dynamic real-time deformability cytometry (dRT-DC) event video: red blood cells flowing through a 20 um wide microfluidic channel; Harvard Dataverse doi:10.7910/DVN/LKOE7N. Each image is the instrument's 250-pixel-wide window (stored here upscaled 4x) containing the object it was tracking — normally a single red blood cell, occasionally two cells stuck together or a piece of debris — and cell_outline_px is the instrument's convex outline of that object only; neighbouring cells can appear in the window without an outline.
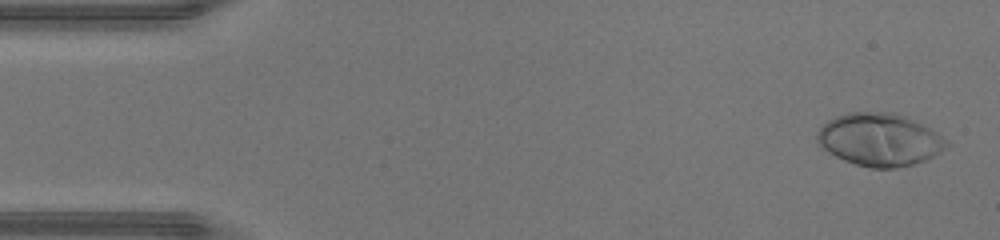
{"species": "human", "species_latin": "Homo sapiens", "temperature_condition": "warm", "stored_images_in_passage": 47, "camera_frame_rate_fps": 3000, "um_per_image_px": 0.085, "donor": {"sex": "male"}, "frame": {"image": 1, "passage_image": 2, "time_ms": 0.333, "image_size_px": [1000, 240], "cell_outline_px": [[952, 144], [940, 152], [924, 160], [912, 164], [896, 168], [868, 168], [844, 160], [828, 152], [816, 140], [816, 136], [820, 128], [828, 120], [836, 116], [848, 112], [896, 112], [936, 132], [948, 140]], "centroid_in_image_um": [74.77, 11.87], "position_along_channel_um": 10.2, "area_um2": 39.54}}
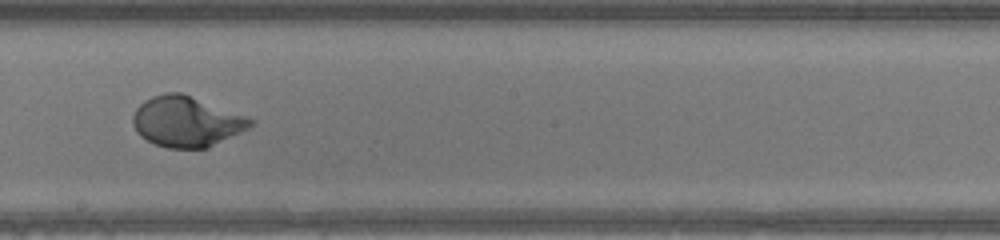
{"frame": {"image": 2, "passage_image": 26, "time_ms": 8.333, "image_size_px": [1000, 240], "cell_outline_px": [[256, 120], [248, 128], [208, 148], [168, 148], [156, 144], [140, 136], [136, 132], [132, 124], [132, 116], [136, 108], [144, 100], [152, 96], [164, 92], [180, 92]], "centroid_in_image_um": [15.8, 10.33], "position_along_channel_um": 232.4, "area_um2": 34.33}}
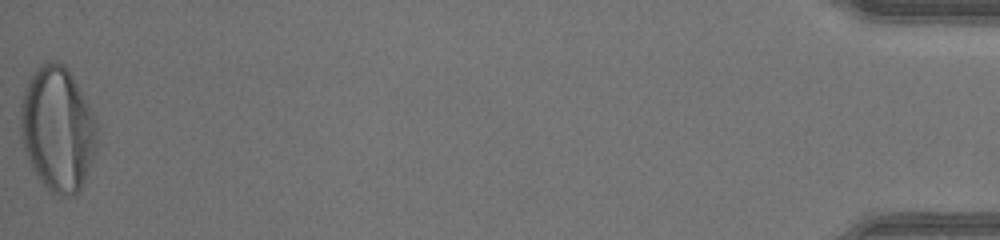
{"frame": {"image": 3, "passage_image": 47, "time_ms": 15.333, "image_size_px": [1000, 240], "cell_outline_px": [[96, 152], [80, 192], [72, 196], [60, 196], [48, 192], [40, 180], [28, 160], [24, 152], [20, 136], [20, 104], [24, 88], [32, 72], [36, 68], [44, 64], [64, 64], [68, 68], [88, 104], [96, 120]], "centroid_in_image_um": [4.88, 11.02], "position_along_channel_um": 430.3, "area_um2": 55.78}, "authors_computed_cell_mechanics": {"area_um2": 35.0846, "velocity_mm_per_s": 4.3861, "shape_relaxation_time_tau1_ms": 3.1644, "shape_relaxation_time_tau2_ms": null, "deformation_change_tau1": 0.2437, "deformation_change_tau2": null}}